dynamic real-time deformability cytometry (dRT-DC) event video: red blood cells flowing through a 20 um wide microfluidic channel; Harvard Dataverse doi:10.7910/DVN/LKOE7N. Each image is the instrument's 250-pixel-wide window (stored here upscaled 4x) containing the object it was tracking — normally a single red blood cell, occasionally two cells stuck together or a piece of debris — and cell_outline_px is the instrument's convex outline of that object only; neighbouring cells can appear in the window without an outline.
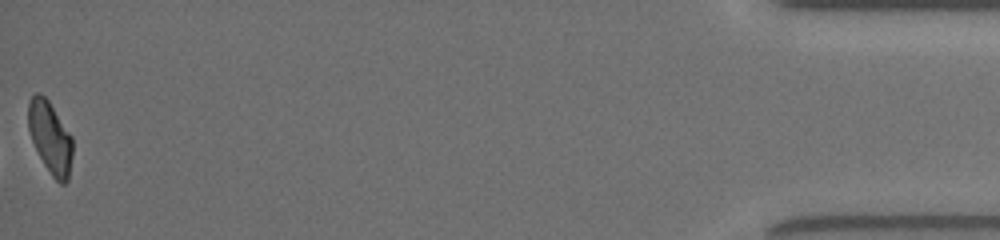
{"species": "common noctule bat (a hibernating species)", "species_latin": "Nyctalus noctula", "temperature_condition": "room temperature", "stored_images_in_passage": 39, "camera_frame_rate_fps": 3000, "um_per_image_px": 0.085, "animal": {"sex": "female", "body_mass_g": 19.5, "forearm_length_mm": 54.1}, "frame": {"image": 1, "passage_image": 39, "time_ms": 12.667, "image_size_px": [1000, 240], "cell_outline_px": [[72, 156], [68, 180], [64, 184], [60, 184], [52, 176], [44, 164], [32, 140], [28, 128], [28, 100], [36, 92], [40, 92], [48, 100], [72, 136]], "centroid_in_image_um": [4.26, 11.67], "position_along_channel_um": 430.9, "area_um2": 18.5}, "authors_computed_cell_mechanics": {"area_um2": 19.652, "velocity_mm_per_s": 3.999, "shape_relaxation_time_tau1_ms": 6.102, "shape_relaxation_time_tau2_ms": 2.2385, "deformation_change_tau1": 0.2074, "deformation_change_tau2": 0.0758}}